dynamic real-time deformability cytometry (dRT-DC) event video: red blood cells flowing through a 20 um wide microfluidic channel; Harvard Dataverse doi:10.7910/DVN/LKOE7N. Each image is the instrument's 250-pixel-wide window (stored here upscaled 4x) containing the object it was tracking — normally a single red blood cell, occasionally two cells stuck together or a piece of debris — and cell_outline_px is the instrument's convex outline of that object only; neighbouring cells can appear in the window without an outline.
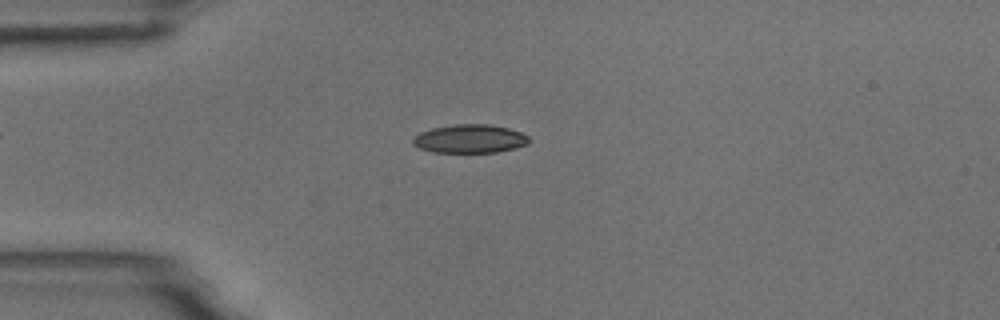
{"species": "common noctule bat (a hibernating species)", "species_latin": "Nyctalus noctula", "temperature_condition": "room temperature", "stored_images_in_passage": 7, "camera_frame_rate_fps": 3000, "um_per_image_px": 0.085, "animal": {"sex": "male", "body_mass_g": 18.8}, "frame": {"image": 1, "passage_image": 4, "time_ms": 3.333, "image_size_px": [1000, 320], "cell_outline_px": [[528, 144], [516, 148], [496, 152], [432, 152], [420, 148], [412, 144], [412, 136], [420, 132], [432, 128], [456, 124], [488, 124], [508, 128], [520, 132], [528, 136]], "centroid_in_image_um": [39.9, 11.79], "position_along_channel_um": 45.1, "area_um2": 19.31}}